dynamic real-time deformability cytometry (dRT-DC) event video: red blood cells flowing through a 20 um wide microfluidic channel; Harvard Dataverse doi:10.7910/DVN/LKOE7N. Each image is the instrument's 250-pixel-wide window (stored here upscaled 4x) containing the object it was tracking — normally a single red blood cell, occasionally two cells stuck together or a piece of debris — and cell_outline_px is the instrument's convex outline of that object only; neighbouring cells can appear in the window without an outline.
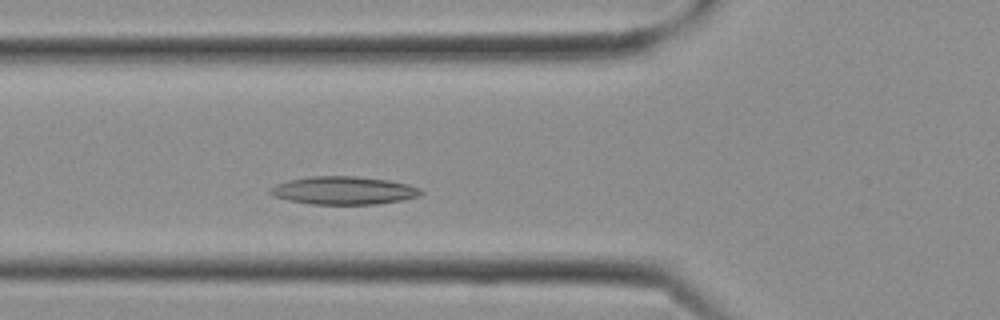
{"species": "Egyptian fruit bat (a non-hibernating species)", "species_latin": "Rousettus aegyptiacus", "temperature_condition": "cold", "stored_images_in_passage": 4, "camera_frame_rate_fps": 3000, "um_per_image_px": 0.085, "frame": {"image": 1, "passage_image": 4, "time_ms": 1.0, "image_size_px": [1000, 320], "cell_outline_px": [[424, 192], [420, 196], [400, 200], [376, 204], [312, 204], [288, 200], [272, 196], [268, 192], [268, 188], [276, 184], [288, 180], [308, 176], [356, 176], [388, 180], [408, 184], [420, 188]], "centroid_in_image_um": [29.18, 16.18], "position_along_channel_um": 96.6, "area_um2": 24.74}}